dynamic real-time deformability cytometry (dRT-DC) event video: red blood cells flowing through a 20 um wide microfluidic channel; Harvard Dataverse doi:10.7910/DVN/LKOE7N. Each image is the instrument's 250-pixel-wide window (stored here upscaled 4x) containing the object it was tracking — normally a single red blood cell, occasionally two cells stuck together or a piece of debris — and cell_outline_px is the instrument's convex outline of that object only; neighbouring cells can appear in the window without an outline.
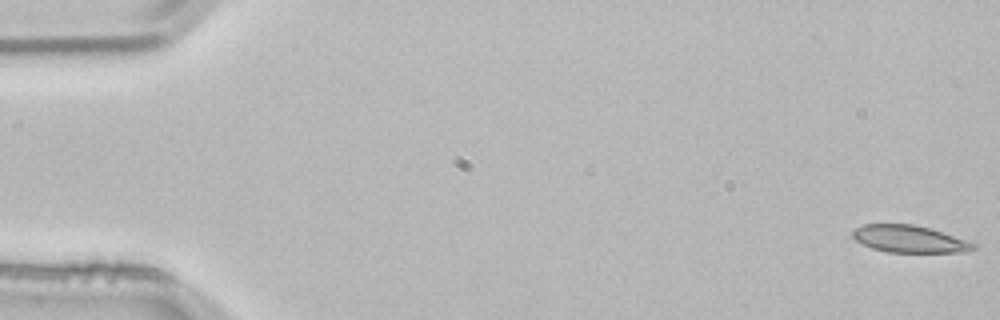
{"species": "common noctule bat (a hibernating species)", "species_latin": "Nyctalus noctula", "temperature_condition": "room temperature", "stored_images_in_passage": 53, "camera_frame_rate_fps": 3000, "um_per_image_px": 0.085, "animal": {"sex": "male", "body_mass_g": 21.5, "forearm_length_mm": 52.0}, "frame": {"image": 1, "passage_image": 1, "time_ms": 0.0, "image_size_px": [1000, 320], "cell_outline_px": [[976, 248], [964, 252], [888, 252], [872, 248], [856, 240], [852, 236], [852, 232], [856, 228], [864, 224], [916, 224], [932, 228], [976, 244]], "centroid_in_image_um": [77.3, 20.3], "position_along_channel_um": 7.7, "area_um2": 19.02}}
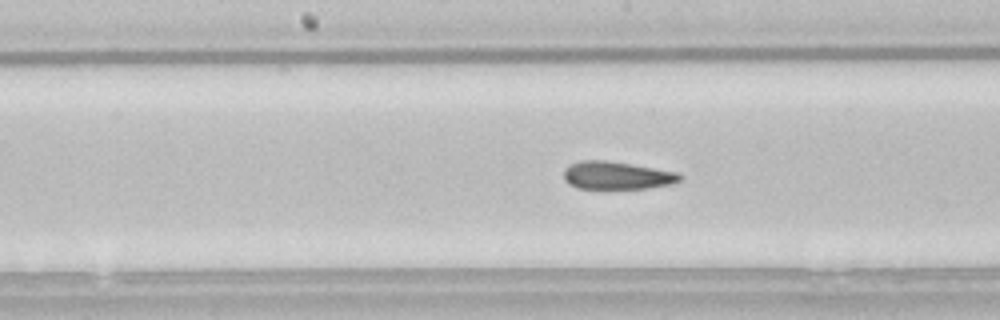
{"frame": {"image": 2, "passage_image": 27, "time_ms": 8.667, "image_size_px": [1000, 320], "cell_outline_px": [[684, 180], [672, 184], [648, 188], [576, 188], [568, 184], [564, 180], [564, 168], [568, 164], [580, 160], [604, 160], [632, 164], [680, 172], [684, 176]], "centroid_in_image_um": [52.47, 14.9], "position_along_channel_um": 195.7, "area_um2": 19.19}}
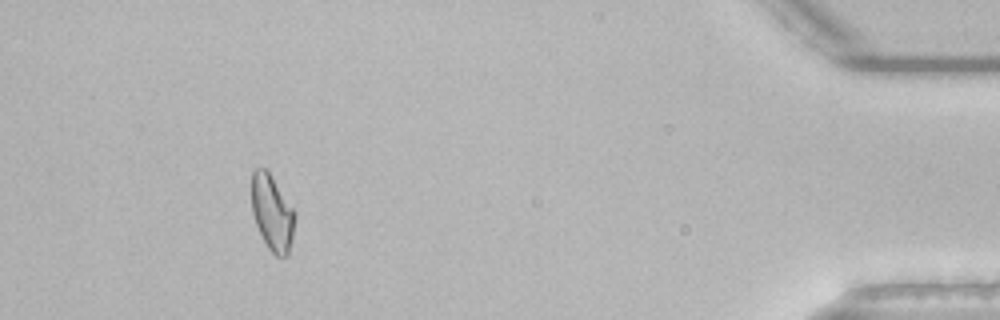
{"frame": {"image": 3, "passage_image": 49, "time_ms": 16.0, "image_size_px": [1000, 320], "cell_outline_px": [[296, 216], [292, 240], [288, 256], [276, 256], [268, 248], [256, 224], [252, 212], [252, 172], [256, 168], [264, 168], [268, 172], [296, 212]], "centroid_in_image_um": [23.15, 18.11], "position_along_channel_um": 412.0, "area_um2": 18.9}, "authors_computed_cell_mechanics": {"area_um2": 19.652, "velocity_mm_per_s": 3.8204, "shape_relaxation_time_tau1_ms": 5.1948, "shape_relaxation_time_tau2_ms": 2.2957, "deformation_change_tau1": 0.1419, "deformation_change_tau2": 0.077}}